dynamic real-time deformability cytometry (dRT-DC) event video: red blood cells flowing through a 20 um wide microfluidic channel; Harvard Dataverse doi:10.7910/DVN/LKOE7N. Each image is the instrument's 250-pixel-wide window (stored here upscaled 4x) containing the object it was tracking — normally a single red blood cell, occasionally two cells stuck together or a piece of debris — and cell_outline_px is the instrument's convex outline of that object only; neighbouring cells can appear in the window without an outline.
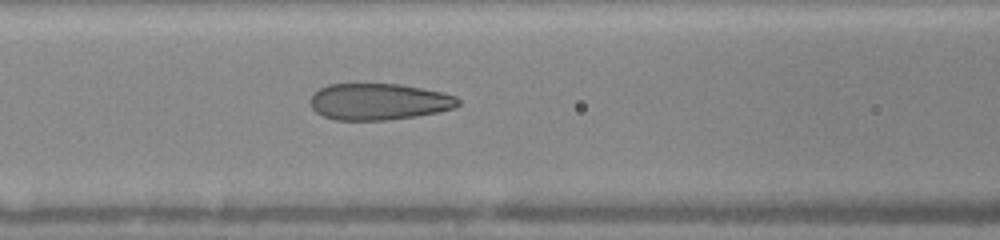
{"species": "human", "species_latin": "Homo sapiens", "temperature_condition": "warm", "stored_images_in_passage": 11, "camera_frame_rate_fps": 3000, "um_per_image_px": 0.085, "donor": {"sex": "female"}, "frame": {"image": 1, "passage_image": 11, "time_ms": 7.0, "image_size_px": [1000, 240], "cell_outline_px": [[460, 104], [452, 108], [440, 112], [416, 116], [388, 120], [336, 120], [324, 116], [316, 112], [308, 104], [312, 96], [320, 88], [328, 84], [400, 84], [440, 92], [456, 96], [460, 100]], "centroid_in_image_um": [32.19, 8.65], "position_along_channel_um": 134.4, "area_um2": 31.44}}